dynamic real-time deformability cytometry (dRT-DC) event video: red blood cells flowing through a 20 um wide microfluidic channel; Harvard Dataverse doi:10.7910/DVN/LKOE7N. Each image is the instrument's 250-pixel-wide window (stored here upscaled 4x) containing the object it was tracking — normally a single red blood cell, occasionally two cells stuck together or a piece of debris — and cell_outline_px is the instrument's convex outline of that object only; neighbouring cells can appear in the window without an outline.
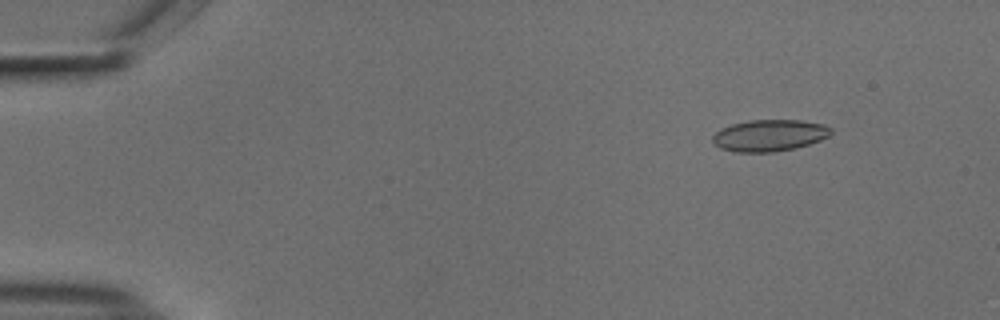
{"species": "common noctule bat (a hibernating species)", "species_latin": "Nyctalus noctula", "temperature_condition": "cold", "stored_images_in_passage": 55, "camera_frame_rate_fps": 3000, "um_per_image_px": 0.085, "animal": {"sex": "male", "body_mass_g": 18.8}, "frame": {"image": 1, "passage_image": 7, "time_ms": 2.0, "image_size_px": [1000, 320], "cell_outline_px": [[832, 132], [828, 136], [820, 140], [796, 148], [772, 152], [732, 152], [720, 148], [712, 140], [712, 136], [720, 128], [732, 124], [748, 120], [804, 120], [824, 124], [832, 128]], "centroid_in_image_um": [65.4, 11.5], "position_along_channel_um": 19.6, "area_um2": 21.96}}
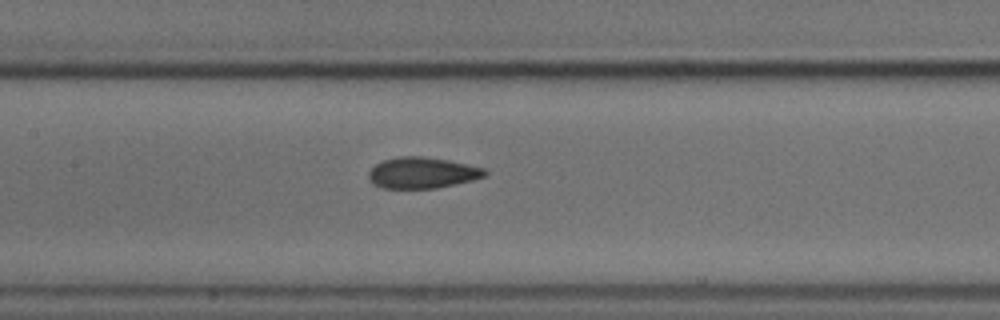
{"frame": {"image": 2, "passage_image": 27, "time_ms": 8.667, "image_size_px": [1000, 320], "cell_outline_px": [[488, 172], [484, 176], [472, 180], [436, 188], [384, 188], [372, 184], [368, 180], [368, 172], [376, 164], [384, 160], [400, 156], [424, 156], [448, 160], [484, 168]], "centroid_in_image_um": [35.86, 14.68], "position_along_channel_um": 171.5, "area_um2": 20.98}}
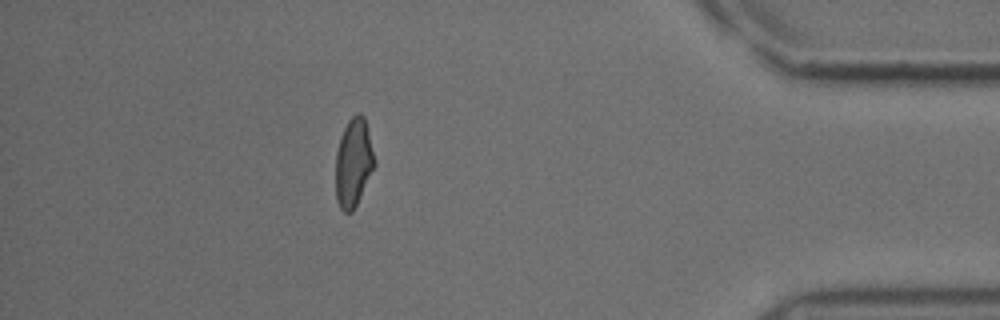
{"frame": {"image": 3, "passage_image": 49, "time_ms": 16.0, "image_size_px": [1000, 320], "cell_outline_px": [[376, 164], [352, 212], [344, 212], [340, 208], [336, 200], [336, 152], [340, 136], [348, 120], [356, 112], [360, 112], [364, 116], [376, 160]], "centroid_in_image_um": [30.04, 13.79], "position_along_channel_um": 405.2, "area_um2": 20.06}, "authors_computed_cell_mechanics": {"area_um2": 21.2126, "velocity_mm_per_s": 3.736, "shape_relaxation_time_tau1_ms": 9.3412, "shape_relaxation_time_tau2_ms": 1.4304, "deformation_change_tau1": 0.1417, "deformation_change_tau2": 0.0679}}